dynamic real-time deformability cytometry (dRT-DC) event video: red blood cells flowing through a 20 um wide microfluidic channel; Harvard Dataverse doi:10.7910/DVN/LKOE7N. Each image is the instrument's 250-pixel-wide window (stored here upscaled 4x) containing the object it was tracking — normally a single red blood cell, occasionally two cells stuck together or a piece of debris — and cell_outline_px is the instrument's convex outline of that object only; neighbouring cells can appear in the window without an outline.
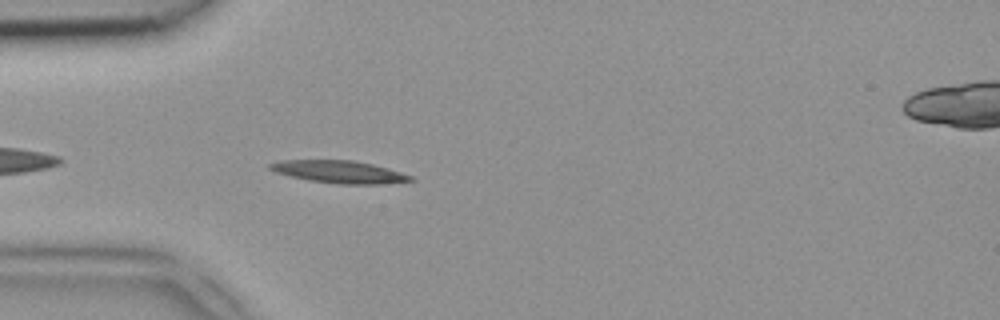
{"species": "common noctule bat (a hibernating species)", "species_latin": "Nyctalus noctula", "temperature_condition": "room temperature", "stored_images_in_passage": 36, "camera_frame_rate_fps": 3000, "um_per_image_px": 0.085, "animal": {"sex": "female", "body_mass_g": 18.4}, "frame": {"image": 1, "passage_image": 3, "time_ms": 0.667, "image_size_px": [1000, 320], "cell_outline_px": [[416, 180], [380, 184], [340, 184], [308, 180], [276, 172], [268, 168], [268, 164], [280, 160], [352, 160], [372, 164], [388, 168], [412, 176]], "centroid_in_image_um": [28.84, 14.6], "position_along_channel_um": 56.2, "area_um2": 18.26}}
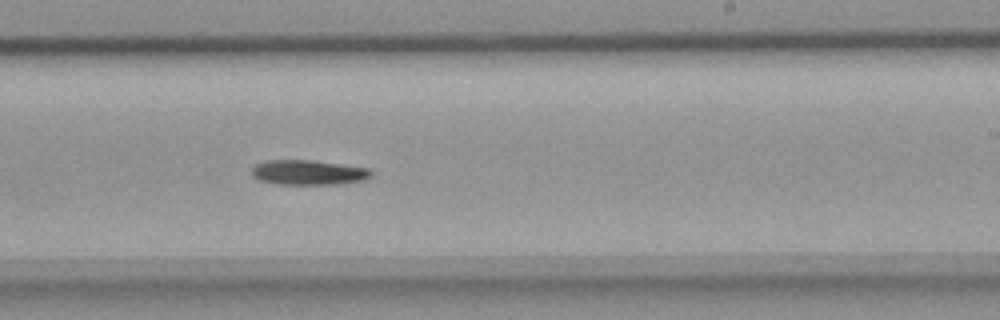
{"frame": {"image": 2, "passage_image": 18, "time_ms": 5.667, "image_size_px": [1000, 320], "cell_outline_px": [[372, 176], [364, 180], [344, 184], [276, 184], [260, 180], [252, 176], [252, 168], [256, 164], [264, 160], [312, 160], [368, 168], [372, 172]], "centroid_in_image_um": [26.21, 14.66], "position_along_channel_um": 262.8, "area_um2": 17.4}}
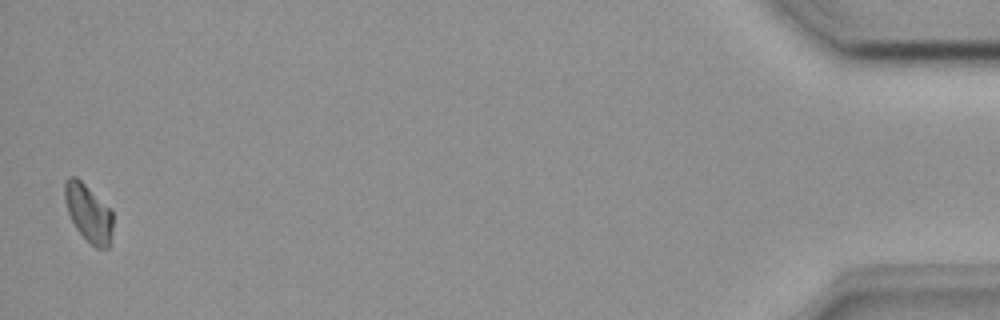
{"frame": {"image": 3, "passage_image": 36, "time_ms": 11.667, "image_size_px": [1000, 320], "cell_outline_px": [[112, 232], [108, 248], [96, 248], [76, 228], [68, 212], [64, 200], [64, 180], [68, 176], [76, 176], [112, 208]], "centroid_in_image_um": [7.52, 18.05], "position_along_channel_um": 427.7, "area_um2": 16.24}}